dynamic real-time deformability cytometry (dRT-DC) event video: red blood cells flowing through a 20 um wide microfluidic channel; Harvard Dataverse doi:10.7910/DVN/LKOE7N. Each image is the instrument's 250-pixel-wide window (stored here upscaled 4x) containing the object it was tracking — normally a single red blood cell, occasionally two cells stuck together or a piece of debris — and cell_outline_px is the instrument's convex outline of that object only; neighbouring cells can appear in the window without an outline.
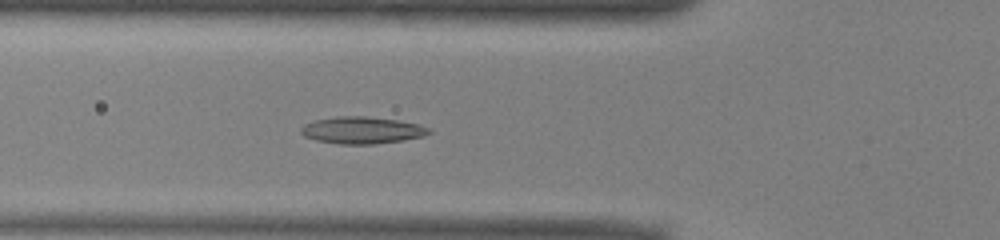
{"species": "common noctule bat (a hibernating species)", "species_latin": "Nyctalus noctula", "temperature_condition": "warm", "stored_images_in_passage": 49, "camera_frame_rate_fps": 3000, "um_per_image_px": 0.085, "animal": {"sex": "male", "body_mass_g": 13.0, "forearm_length_mm": 53.1}, "frame": {"image": 1, "passage_image": 15, "time_ms": 4.667, "image_size_px": [1000, 240], "cell_outline_px": [[432, 132], [424, 136], [404, 140], [376, 144], [340, 144], [316, 140], [304, 136], [300, 132], [300, 128], [304, 124], [312, 120], [336, 116], [368, 116], [396, 120], [420, 124], [428, 128]], "centroid_in_image_um": [30.75, 11.06], "position_along_channel_um": 95.0, "area_um2": 20.29}}
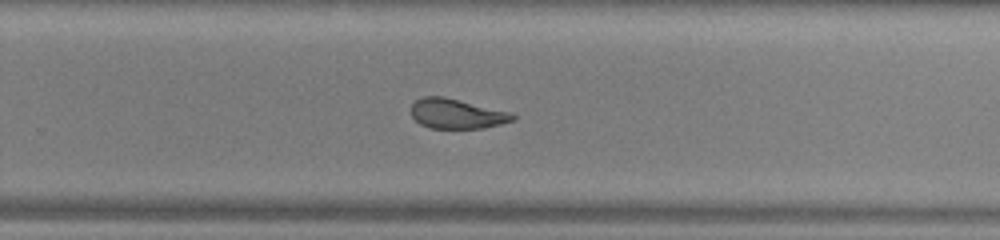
{"frame": {"image": 2, "passage_image": 30, "time_ms": 9.667, "image_size_px": [1000, 240], "cell_outline_px": [[516, 116], [512, 120], [500, 124], [480, 128], [432, 128], [420, 124], [412, 116], [412, 104], [416, 100], [424, 96], [444, 96], [512, 112]], "centroid_in_image_um": [38.82, 9.65], "position_along_channel_um": 291.0, "area_um2": 17.57}}
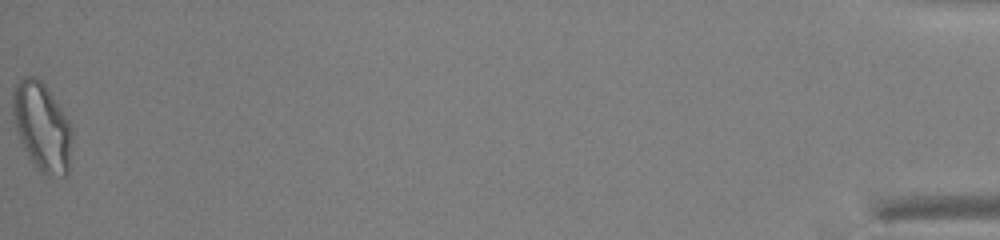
{"frame": {"image": 3, "passage_image": 49, "time_ms": 16.0, "image_size_px": [1000, 240], "cell_outline_px": [[72, 132], [68, 176], [48, 176], [40, 172], [36, 168], [28, 156], [20, 140], [12, 120], [12, 88], [24, 76], [32, 76], [40, 80], [44, 84], [68, 120], [72, 128]], "centroid_in_image_um": [3.54, 10.8], "position_along_channel_um": 431.7, "area_um2": 30.63}, "authors_computed_cell_mechanics": {"area_um2": 20.1144, "velocity_mm_per_s": 3.9172, "shape_relaxation_time_tau1_ms": 9.4447, "shape_relaxation_time_tau2_ms": 1.5119, "deformation_change_tau1": 0.2622, "deformation_change_tau2": 0.095}}